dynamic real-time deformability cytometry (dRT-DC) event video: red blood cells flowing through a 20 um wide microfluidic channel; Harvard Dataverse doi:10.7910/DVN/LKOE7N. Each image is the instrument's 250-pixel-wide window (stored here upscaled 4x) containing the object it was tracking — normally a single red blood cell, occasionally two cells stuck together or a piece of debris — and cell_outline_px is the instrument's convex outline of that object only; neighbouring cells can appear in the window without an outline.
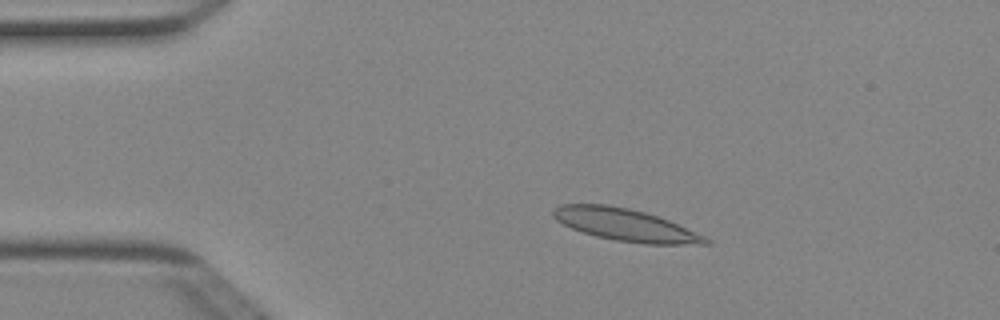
{"species": "Egyptian fruit bat (a non-hibernating species)", "species_latin": "Rousettus aegyptiacus", "temperature_condition": "cold", "stored_images_in_passage": 39, "camera_frame_rate_fps": 3000, "um_per_image_px": 0.085, "animal": {"sex": "female"}, "frame": {"image": 1, "passage_image": 9, "time_ms": 2.667, "image_size_px": [1000, 320], "cell_outline_px": [[712, 244], [644, 244], [616, 240], [596, 236], [572, 228], [556, 220], [552, 216], [552, 212], [560, 204], [608, 204], [628, 208], [644, 212], [668, 220], [708, 236], [712, 240]], "centroid_in_image_um": [53.22, 19.12], "position_along_channel_um": 31.8, "area_um2": 28.61}}
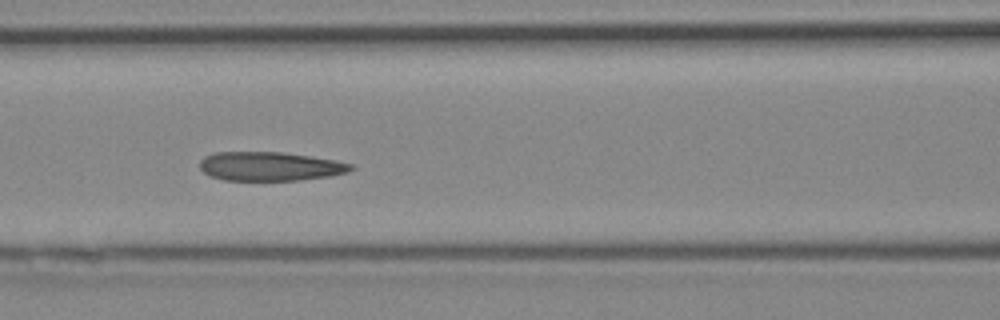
{"frame": {"image": 2, "passage_image": 21, "time_ms": 6.667, "image_size_px": [1000, 320], "cell_outline_px": [[356, 168], [348, 172], [332, 176], [300, 180], [224, 180], [208, 176], [200, 168], [200, 160], [204, 156], [216, 152], [284, 152], [336, 160], [352, 164]], "centroid_in_image_um": [22.97, 14.14], "position_along_channel_um": 143.6, "area_um2": 25.72}}
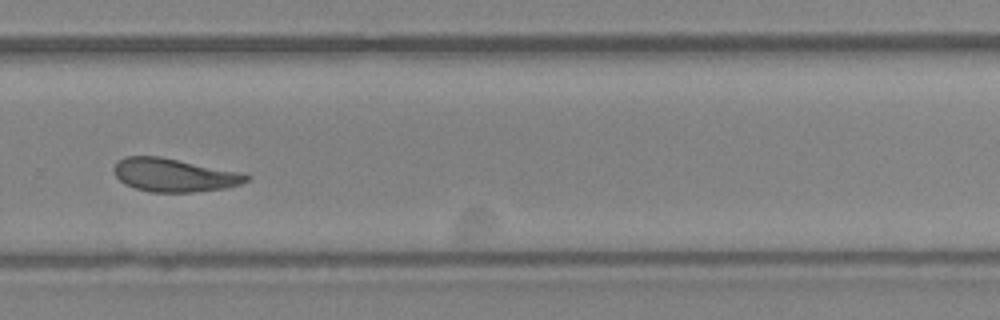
{"frame": {"image": 3, "passage_image": 34, "time_ms": 11.0, "image_size_px": [1000, 320], "cell_outline_px": [[252, 176], [248, 180], [240, 184], [224, 188], [192, 192], [148, 192], [124, 184], [116, 176], [112, 168], [116, 160], [124, 156], [160, 156], [244, 172]], "centroid_in_image_um": [14.8, 14.86], "position_along_channel_um": 315.0, "area_um2": 26.07}}